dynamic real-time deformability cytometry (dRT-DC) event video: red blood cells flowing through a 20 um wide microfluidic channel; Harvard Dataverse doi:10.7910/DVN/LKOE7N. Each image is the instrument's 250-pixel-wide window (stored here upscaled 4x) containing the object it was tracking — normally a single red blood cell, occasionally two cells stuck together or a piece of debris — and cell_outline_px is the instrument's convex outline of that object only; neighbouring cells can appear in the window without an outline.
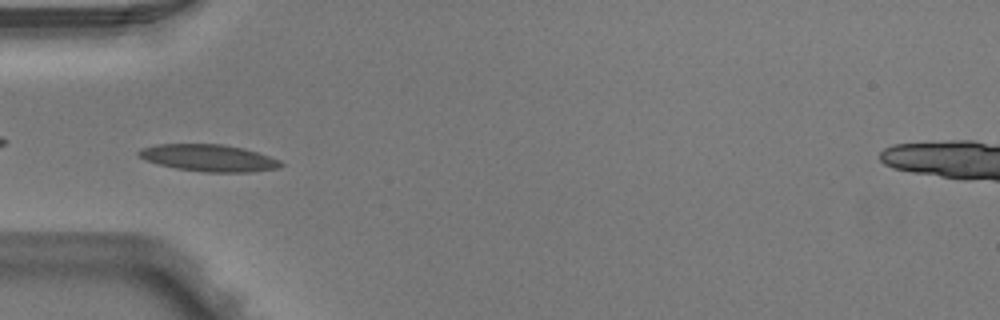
{"species": "Egyptian fruit bat (a non-hibernating species)", "species_latin": "Rousettus aegyptiacus", "temperature_condition": "warm", "stored_images_in_passage": 5, "camera_frame_rate_fps": 3000, "um_per_image_px": 0.085, "animal": {"sex": "male"}, "frame": {"image": 1, "passage_image": 5, "time_ms": 1.333, "image_size_px": [1000, 320], "cell_outline_px": [[284, 164], [280, 168], [252, 172], [204, 172], [176, 168], [144, 160], [136, 152], [140, 148], [156, 144], [220, 144], [240, 148], [256, 152], [280, 160]], "centroid_in_image_um": [17.73, 13.43], "position_along_channel_um": 67.3, "area_um2": 22.2}}